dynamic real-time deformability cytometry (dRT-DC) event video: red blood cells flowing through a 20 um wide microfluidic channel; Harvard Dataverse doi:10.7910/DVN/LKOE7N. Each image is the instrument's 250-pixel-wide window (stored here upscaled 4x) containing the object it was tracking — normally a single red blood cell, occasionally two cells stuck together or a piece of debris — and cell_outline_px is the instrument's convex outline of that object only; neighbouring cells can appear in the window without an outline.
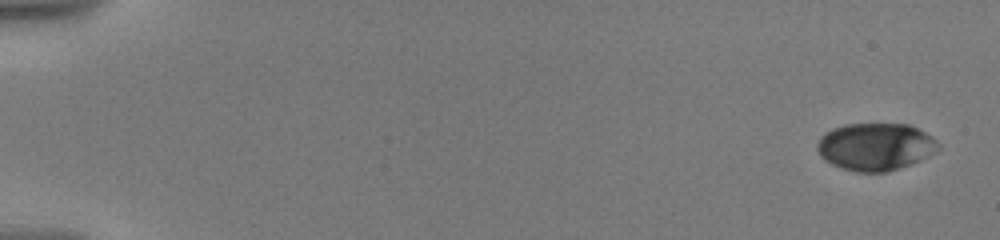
{"species": "human", "species_latin": "Homo sapiens", "temperature_condition": "warm", "stored_images_in_passage": 12, "camera_frame_rate_fps": 3000, "um_per_image_px": 0.085, "donor": {"sex": "male"}, "frame": {"image": 1, "passage_image": 1, "time_ms": 0.0, "image_size_px": [1000, 240], "cell_outline_px": [[940, 148], [936, 152], [912, 164], [888, 172], [856, 172], [840, 168], [824, 160], [820, 156], [816, 148], [816, 144], [820, 136], [832, 128], [844, 124], [908, 124], [932, 136], [940, 144]], "centroid_in_image_um": [74.4, 12.48], "position_along_channel_um": 10.6, "area_um2": 33.81}}
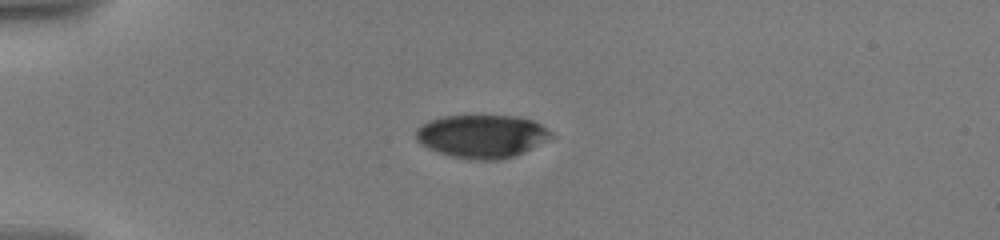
{"frame": {"image": 2, "passage_image": 7, "time_ms": 4.667, "image_size_px": [1000, 240], "cell_outline_px": [[556, 136], [516, 156], [500, 160], [472, 160], [452, 156], [428, 148], [416, 140], [416, 128], [428, 120], [440, 116], [520, 116], [532, 120], [540, 124], [552, 132]], "centroid_in_image_um": [40.98, 11.58], "position_along_channel_um": 44.0, "area_um2": 34.22}}
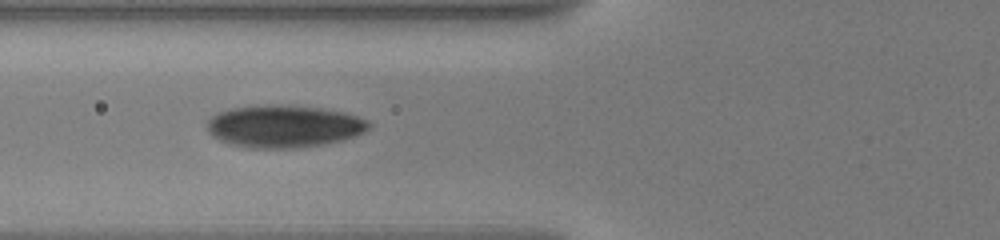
{"frame": {"image": 3, "passage_image": 10, "time_ms": 7.333, "image_size_px": [1000, 240], "cell_outline_px": [[372, 124], [364, 132], [356, 136], [344, 140], [324, 144], [300, 148], [252, 148], [232, 144], [220, 140], [212, 136], [208, 132], [208, 120], [216, 112], [232, 108], [272, 104], [280, 104], [320, 108], [344, 112], [368, 120]], "centroid_in_image_um": [24.15, 10.73], "position_along_channel_um": 101.6, "area_um2": 40.11}}